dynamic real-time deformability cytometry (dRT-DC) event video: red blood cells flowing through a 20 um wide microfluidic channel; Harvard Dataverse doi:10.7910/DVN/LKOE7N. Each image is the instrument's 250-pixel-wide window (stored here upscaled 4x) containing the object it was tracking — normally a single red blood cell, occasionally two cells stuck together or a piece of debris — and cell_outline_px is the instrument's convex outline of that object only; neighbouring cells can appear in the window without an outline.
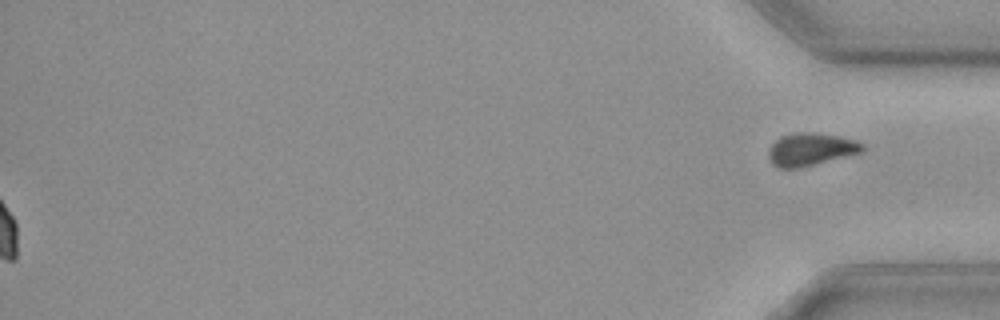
{"species": "common noctule bat (a hibernating species)", "species_latin": "Nyctalus noctula", "temperature_condition": "cold", "stored_images_in_passage": 54, "segment_of_instrument_passage": [2, 2], "camera_frame_rate_fps": 3000, "um_per_image_px": 0.085, "animal": {"sex": "female", "body_mass_g": 19.3, "forearm_length_mm": 54.1}, "frame": {"image": 1, "passage_image": 54, "time_ms": 17.667, "image_size_px": [1000, 320], "cell_outline_px": [[864, 152], [796, 168], [780, 168], [772, 164], [768, 156], [768, 148], [780, 136], [796, 132], [812, 132], [836, 136], [856, 140], [864, 144]], "centroid_in_image_um": [68.9, 12.68], "position_along_channel_um": 366.3, "area_um2": 17.8}}